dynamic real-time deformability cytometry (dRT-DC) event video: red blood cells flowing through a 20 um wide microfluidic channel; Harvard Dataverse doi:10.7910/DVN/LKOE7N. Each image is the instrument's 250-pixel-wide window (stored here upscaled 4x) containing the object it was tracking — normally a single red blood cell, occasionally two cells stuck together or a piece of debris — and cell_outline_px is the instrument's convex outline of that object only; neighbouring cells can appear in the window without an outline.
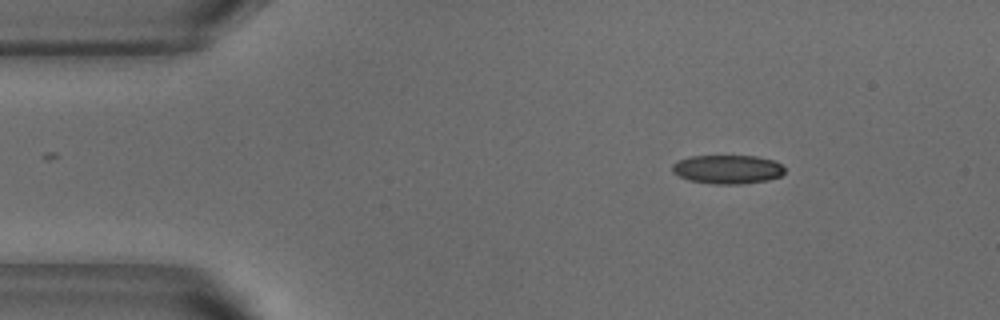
{"species": "common noctule bat (a hibernating species)", "species_latin": "Nyctalus noctula", "temperature_condition": "warm", "stored_images_in_passage": 51, "camera_frame_rate_fps": 3000, "um_per_image_px": 0.085, "animal": {"sex": "male", "body_mass_g": 18.8}, "frame": {"image": 1, "passage_image": 6, "time_ms": 1.667, "image_size_px": [1000, 320], "cell_outline_px": [[784, 172], [780, 176], [768, 180], [740, 184], [712, 184], [688, 180], [672, 172], [672, 164], [680, 160], [692, 156], [756, 156], [772, 160], [780, 164], [784, 168]], "centroid_in_image_um": [61.83, 14.4], "position_along_channel_um": 23.2, "area_um2": 18.79}}
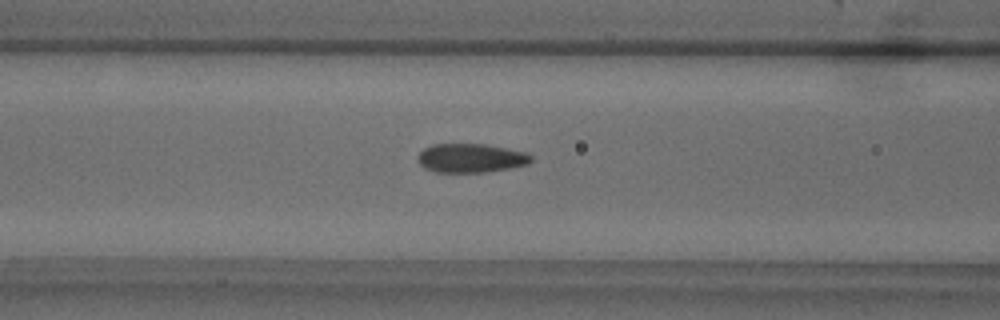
{"frame": {"image": 2, "passage_image": 19, "time_ms": 6.0, "image_size_px": [1000, 320], "cell_outline_px": [[532, 160], [528, 164], [508, 168], [484, 172], [436, 172], [424, 168], [416, 160], [416, 156], [424, 148], [432, 144], [484, 144], [508, 148], [528, 152], [532, 156]], "centroid_in_image_um": [40.0, 13.43], "position_along_channel_um": 126.6, "area_um2": 19.25}}
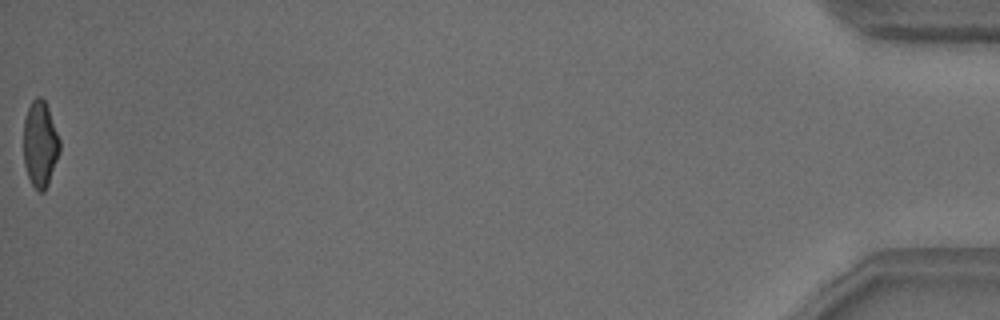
{"frame": {"image": 3, "passage_image": 51, "time_ms": 16.667, "image_size_px": [1000, 320], "cell_outline_px": [[60, 152], [48, 184], [44, 192], [40, 192], [32, 184], [28, 176], [24, 164], [24, 120], [28, 108], [32, 100], [36, 96], [40, 96], [44, 100], [48, 108], [60, 140]], "centroid_in_image_um": [3.41, 12.24], "position_along_channel_um": 431.8, "area_um2": 18.03}, "authors_computed_cell_mechanics": {"area_um2": 19.2474, "velocity_mm_per_s": 3.8315, "shape_relaxation_time_tau1_ms": 3.9014, "shape_relaxation_time_tau2_ms": 1.1097, "deformation_change_tau1": 0.1371, "deformation_change_tau2": 0.0816}}